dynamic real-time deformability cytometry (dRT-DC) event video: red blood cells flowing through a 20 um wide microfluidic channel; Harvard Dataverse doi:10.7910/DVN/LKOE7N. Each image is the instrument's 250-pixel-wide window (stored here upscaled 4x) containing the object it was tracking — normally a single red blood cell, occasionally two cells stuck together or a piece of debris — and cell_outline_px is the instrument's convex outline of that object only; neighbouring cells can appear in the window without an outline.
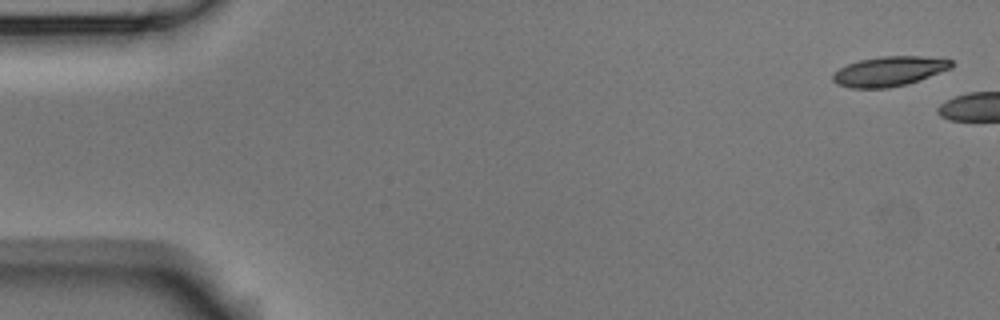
{"species": "Egyptian fruit bat (a non-hibernating species)", "species_latin": "Rousettus aegyptiacus", "temperature_condition": "room temperature", "stored_images_in_passage": 2, "camera_frame_rate_fps": 3000, "um_per_image_px": 0.085, "animal": {"sex": "male"}, "frame": {"image": 1, "passage_image": 1, "time_ms": 0.0, "image_size_px": [1000, 320], "cell_outline_px": [[956, 64], [952, 68], [920, 80], [908, 84], [888, 88], [852, 88], [836, 84], [832, 80], [832, 72], [848, 64], [860, 60], [880, 56], [944, 56], [952, 60]], "centroid_in_image_um": [75.65, 6.04], "position_along_channel_um": 9.3, "area_um2": 21.1}}